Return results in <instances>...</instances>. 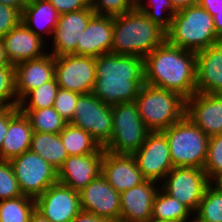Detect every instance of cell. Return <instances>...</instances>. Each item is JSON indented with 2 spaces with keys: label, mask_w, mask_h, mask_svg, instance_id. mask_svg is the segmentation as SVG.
Wrapping results in <instances>:
<instances>
[{
  "label": "cell",
  "mask_w": 222,
  "mask_h": 222,
  "mask_svg": "<svg viewBox=\"0 0 222 222\" xmlns=\"http://www.w3.org/2000/svg\"><path fill=\"white\" fill-rule=\"evenodd\" d=\"M95 14L116 16L133 10L135 7L129 0H89Z\"/></svg>",
  "instance_id": "38"
},
{
  "label": "cell",
  "mask_w": 222,
  "mask_h": 222,
  "mask_svg": "<svg viewBox=\"0 0 222 222\" xmlns=\"http://www.w3.org/2000/svg\"><path fill=\"white\" fill-rule=\"evenodd\" d=\"M185 115L208 137L222 134V94H193L186 99Z\"/></svg>",
  "instance_id": "15"
},
{
  "label": "cell",
  "mask_w": 222,
  "mask_h": 222,
  "mask_svg": "<svg viewBox=\"0 0 222 222\" xmlns=\"http://www.w3.org/2000/svg\"><path fill=\"white\" fill-rule=\"evenodd\" d=\"M29 1L30 0H0V3L11 6L22 12Z\"/></svg>",
  "instance_id": "45"
},
{
  "label": "cell",
  "mask_w": 222,
  "mask_h": 222,
  "mask_svg": "<svg viewBox=\"0 0 222 222\" xmlns=\"http://www.w3.org/2000/svg\"><path fill=\"white\" fill-rule=\"evenodd\" d=\"M138 112L150 132L163 131L185 116L186 99L179 93L143 84L135 99Z\"/></svg>",
  "instance_id": "5"
},
{
  "label": "cell",
  "mask_w": 222,
  "mask_h": 222,
  "mask_svg": "<svg viewBox=\"0 0 222 222\" xmlns=\"http://www.w3.org/2000/svg\"><path fill=\"white\" fill-rule=\"evenodd\" d=\"M22 12L0 3V38L21 22Z\"/></svg>",
  "instance_id": "39"
},
{
  "label": "cell",
  "mask_w": 222,
  "mask_h": 222,
  "mask_svg": "<svg viewBox=\"0 0 222 222\" xmlns=\"http://www.w3.org/2000/svg\"><path fill=\"white\" fill-rule=\"evenodd\" d=\"M198 4L212 16H215L220 10H222V0H198Z\"/></svg>",
  "instance_id": "42"
},
{
  "label": "cell",
  "mask_w": 222,
  "mask_h": 222,
  "mask_svg": "<svg viewBox=\"0 0 222 222\" xmlns=\"http://www.w3.org/2000/svg\"><path fill=\"white\" fill-rule=\"evenodd\" d=\"M59 15L80 11L90 6L89 0H48Z\"/></svg>",
  "instance_id": "40"
},
{
  "label": "cell",
  "mask_w": 222,
  "mask_h": 222,
  "mask_svg": "<svg viewBox=\"0 0 222 222\" xmlns=\"http://www.w3.org/2000/svg\"><path fill=\"white\" fill-rule=\"evenodd\" d=\"M55 77V56L48 53L15 65L16 95L18 102L31 90Z\"/></svg>",
  "instance_id": "23"
},
{
  "label": "cell",
  "mask_w": 222,
  "mask_h": 222,
  "mask_svg": "<svg viewBox=\"0 0 222 222\" xmlns=\"http://www.w3.org/2000/svg\"><path fill=\"white\" fill-rule=\"evenodd\" d=\"M162 132L169 142L174 167L204 168L210 137L186 115Z\"/></svg>",
  "instance_id": "6"
},
{
  "label": "cell",
  "mask_w": 222,
  "mask_h": 222,
  "mask_svg": "<svg viewBox=\"0 0 222 222\" xmlns=\"http://www.w3.org/2000/svg\"><path fill=\"white\" fill-rule=\"evenodd\" d=\"M71 222H110L105 218L96 216L95 214L81 211Z\"/></svg>",
  "instance_id": "43"
},
{
  "label": "cell",
  "mask_w": 222,
  "mask_h": 222,
  "mask_svg": "<svg viewBox=\"0 0 222 222\" xmlns=\"http://www.w3.org/2000/svg\"><path fill=\"white\" fill-rule=\"evenodd\" d=\"M15 65L0 67V108L18 106Z\"/></svg>",
  "instance_id": "34"
},
{
  "label": "cell",
  "mask_w": 222,
  "mask_h": 222,
  "mask_svg": "<svg viewBox=\"0 0 222 222\" xmlns=\"http://www.w3.org/2000/svg\"><path fill=\"white\" fill-rule=\"evenodd\" d=\"M80 94L63 88H59L54 101L53 108L64 118L68 123L74 117L76 104Z\"/></svg>",
  "instance_id": "37"
},
{
  "label": "cell",
  "mask_w": 222,
  "mask_h": 222,
  "mask_svg": "<svg viewBox=\"0 0 222 222\" xmlns=\"http://www.w3.org/2000/svg\"><path fill=\"white\" fill-rule=\"evenodd\" d=\"M192 220H193V221L188 220V221H186V222H201V221H199V220H198L196 217H194V216H193Z\"/></svg>",
  "instance_id": "52"
},
{
  "label": "cell",
  "mask_w": 222,
  "mask_h": 222,
  "mask_svg": "<svg viewBox=\"0 0 222 222\" xmlns=\"http://www.w3.org/2000/svg\"><path fill=\"white\" fill-rule=\"evenodd\" d=\"M196 93L222 94V41L196 52Z\"/></svg>",
  "instance_id": "20"
},
{
  "label": "cell",
  "mask_w": 222,
  "mask_h": 222,
  "mask_svg": "<svg viewBox=\"0 0 222 222\" xmlns=\"http://www.w3.org/2000/svg\"><path fill=\"white\" fill-rule=\"evenodd\" d=\"M114 16L94 14L78 39L77 55L97 57L111 53Z\"/></svg>",
  "instance_id": "22"
},
{
  "label": "cell",
  "mask_w": 222,
  "mask_h": 222,
  "mask_svg": "<svg viewBox=\"0 0 222 222\" xmlns=\"http://www.w3.org/2000/svg\"><path fill=\"white\" fill-rule=\"evenodd\" d=\"M174 9L178 12L189 6L198 4V0H171Z\"/></svg>",
  "instance_id": "44"
},
{
  "label": "cell",
  "mask_w": 222,
  "mask_h": 222,
  "mask_svg": "<svg viewBox=\"0 0 222 222\" xmlns=\"http://www.w3.org/2000/svg\"><path fill=\"white\" fill-rule=\"evenodd\" d=\"M166 40L182 49L198 52L222 39L217 35L213 16L199 4L178 11L166 32Z\"/></svg>",
  "instance_id": "4"
},
{
  "label": "cell",
  "mask_w": 222,
  "mask_h": 222,
  "mask_svg": "<svg viewBox=\"0 0 222 222\" xmlns=\"http://www.w3.org/2000/svg\"><path fill=\"white\" fill-rule=\"evenodd\" d=\"M113 129L105 151L134 154L150 132L144 125L135 102L112 105Z\"/></svg>",
  "instance_id": "7"
},
{
  "label": "cell",
  "mask_w": 222,
  "mask_h": 222,
  "mask_svg": "<svg viewBox=\"0 0 222 222\" xmlns=\"http://www.w3.org/2000/svg\"><path fill=\"white\" fill-rule=\"evenodd\" d=\"M70 123L89 132L92 138L104 148L112 135V106L103 103L92 93L80 94Z\"/></svg>",
  "instance_id": "9"
},
{
  "label": "cell",
  "mask_w": 222,
  "mask_h": 222,
  "mask_svg": "<svg viewBox=\"0 0 222 222\" xmlns=\"http://www.w3.org/2000/svg\"><path fill=\"white\" fill-rule=\"evenodd\" d=\"M95 14L91 6L80 11L59 15L58 22L53 31L50 54L60 56L64 54L77 55V43L86 29L90 18Z\"/></svg>",
  "instance_id": "16"
},
{
  "label": "cell",
  "mask_w": 222,
  "mask_h": 222,
  "mask_svg": "<svg viewBox=\"0 0 222 222\" xmlns=\"http://www.w3.org/2000/svg\"><path fill=\"white\" fill-rule=\"evenodd\" d=\"M35 204L51 222H71L82 211L79 192L59 182L37 197Z\"/></svg>",
  "instance_id": "14"
},
{
  "label": "cell",
  "mask_w": 222,
  "mask_h": 222,
  "mask_svg": "<svg viewBox=\"0 0 222 222\" xmlns=\"http://www.w3.org/2000/svg\"><path fill=\"white\" fill-rule=\"evenodd\" d=\"M60 138L68 156L104 154V149L92 138L89 132L71 123H67L60 132Z\"/></svg>",
  "instance_id": "27"
},
{
  "label": "cell",
  "mask_w": 222,
  "mask_h": 222,
  "mask_svg": "<svg viewBox=\"0 0 222 222\" xmlns=\"http://www.w3.org/2000/svg\"><path fill=\"white\" fill-rule=\"evenodd\" d=\"M29 222H51L46 217H44L41 212H39L36 208L31 214Z\"/></svg>",
  "instance_id": "48"
},
{
  "label": "cell",
  "mask_w": 222,
  "mask_h": 222,
  "mask_svg": "<svg viewBox=\"0 0 222 222\" xmlns=\"http://www.w3.org/2000/svg\"><path fill=\"white\" fill-rule=\"evenodd\" d=\"M59 13L48 0H30L22 11L21 22L24 23L38 37L53 35L57 25Z\"/></svg>",
  "instance_id": "25"
},
{
  "label": "cell",
  "mask_w": 222,
  "mask_h": 222,
  "mask_svg": "<svg viewBox=\"0 0 222 222\" xmlns=\"http://www.w3.org/2000/svg\"><path fill=\"white\" fill-rule=\"evenodd\" d=\"M147 222H168V221H160V220H155L153 218H150Z\"/></svg>",
  "instance_id": "51"
},
{
  "label": "cell",
  "mask_w": 222,
  "mask_h": 222,
  "mask_svg": "<svg viewBox=\"0 0 222 222\" xmlns=\"http://www.w3.org/2000/svg\"><path fill=\"white\" fill-rule=\"evenodd\" d=\"M147 2L146 4V1L143 0L136 8L143 12L153 23L167 32L171 27L174 15L177 13L171 0H147ZM166 11L168 15L163 14L166 13Z\"/></svg>",
  "instance_id": "32"
},
{
  "label": "cell",
  "mask_w": 222,
  "mask_h": 222,
  "mask_svg": "<svg viewBox=\"0 0 222 222\" xmlns=\"http://www.w3.org/2000/svg\"><path fill=\"white\" fill-rule=\"evenodd\" d=\"M134 7H137L143 0H129Z\"/></svg>",
  "instance_id": "50"
},
{
  "label": "cell",
  "mask_w": 222,
  "mask_h": 222,
  "mask_svg": "<svg viewBox=\"0 0 222 222\" xmlns=\"http://www.w3.org/2000/svg\"><path fill=\"white\" fill-rule=\"evenodd\" d=\"M191 216H193V212L186 205L159 187L153 200L151 218L168 222H186Z\"/></svg>",
  "instance_id": "28"
},
{
  "label": "cell",
  "mask_w": 222,
  "mask_h": 222,
  "mask_svg": "<svg viewBox=\"0 0 222 222\" xmlns=\"http://www.w3.org/2000/svg\"><path fill=\"white\" fill-rule=\"evenodd\" d=\"M101 174L118 193L146 181L133 154H117L104 150Z\"/></svg>",
  "instance_id": "17"
},
{
  "label": "cell",
  "mask_w": 222,
  "mask_h": 222,
  "mask_svg": "<svg viewBox=\"0 0 222 222\" xmlns=\"http://www.w3.org/2000/svg\"><path fill=\"white\" fill-rule=\"evenodd\" d=\"M166 40V32L136 7L114 16L111 53L144 58Z\"/></svg>",
  "instance_id": "3"
},
{
  "label": "cell",
  "mask_w": 222,
  "mask_h": 222,
  "mask_svg": "<svg viewBox=\"0 0 222 222\" xmlns=\"http://www.w3.org/2000/svg\"><path fill=\"white\" fill-rule=\"evenodd\" d=\"M35 208V199L25 195L1 200L0 222H29Z\"/></svg>",
  "instance_id": "30"
},
{
  "label": "cell",
  "mask_w": 222,
  "mask_h": 222,
  "mask_svg": "<svg viewBox=\"0 0 222 222\" xmlns=\"http://www.w3.org/2000/svg\"><path fill=\"white\" fill-rule=\"evenodd\" d=\"M9 125V107L0 108V160L3 140L7 134Z\"/></svg>",
  "instance_id": "41"
},
{
  "label": "cell",
  "mask_w": 222,
  "mask_h": 222,
  "mask_svg": "<svg viewBox=\"0 0 222 222\" xmlns=\"http://www.w3.org/2000/svg\"><path fill=\"white\" fill-rule=\"evenodd\" d=\"M144 83L142 57L115 53L96 57V80L91 93L103 103L112 106L135 102Z\"/></svg>",
  "instance_id": "1"
},
{
  "label": "cell",
  "mask_w": 222,
  "mask_h": 222,
  "mask_svg": "<svg viewBox=\"0 0 222 222\" xmlns=\"http://www.w3.org/2000/svg\"><path fill=\"white\" fill-rule=\"evenodd\" d=\"M156 183L146 180L120 193V222H147L151 218L153 200L159 190Z\"/></svg>",
  "instance_id": "21"
},
{
  "label": "cell",
  "mask_w": 222,
  "mask_h": 222,
  "mask_svg": "<svg viewBox=\"0 0 222 222\" xmlns=\"http://www.w3.org/2000/svg\"><path fill=\"white\" fill-rule=\"evenodd\" d=\"M161 184L158 185L165 193L176 198L195 213L202 200L204 191L209 185V179L203 169L173 167L164 177Z\"/></svg>",
  "instance_id": "10"
},
{
  "label": "cell",
  "mask_w": 222,
  "mask_h": 222,
  "mask_svg": "<svg viewBox=\"0 0 222 222\" xmlns=\"http://www.w3.org/2000/svg\"><path fill=\"white\" fill-rule=\"evenodd\" d=\"M33 132L29 119L18 106L9 107V125L2 144L1 160L10 161L30 150Z\"/></svg>",
  "instance_id": "24"
},
{
  "label": "cell",
  "mask_w": 222,
  "mask_h": 222,
  "mask_svg": "<svg viewBox=\"0 0 222 222\" xmlns=\"http://www.w3.org/2000/svg\"><path fill=\"white\" fill-rule=\"evenodd\" d=\"M55 79L59 88L78 94L91 93L96 80V57L76 54L55 56Z\"/></svg>",
  "instance_id": "11"
},
{
  "label": "cell",
  "mask_w": 222,
  "mask_h": 222,
  "mask_svg": "<svg viewBox=\"0 0 222 222\" xmlns=\"http://www.w3.org/2000/svg\"><path fill=\"white\" fill-rule=\"evenodd\" d=\"M133 155L146 180L162 182L174 167L169 142L162 131L149 132Z\"/></svg>",
  "instance_id": "12"
},
{
  "label": "cell",
  "mask_w": 222,
  "mask_h": 222,
  "mask_svg": "<svg viewBox=\"0 0 222 222\" xmlns=\"http://www.w3.org/2000/svg\"><path fill=\"white\" fill-rule=\"evenodd\" d=\"M30 150L37 153L57 171L68 157L60 133L33 132Z\"/></svg>",
  "instance_id": "26"
},
{
  "label": "cell",
  "mask_w": 222,
  "mask_h": 222,
  "mask_svg": "<svg viewBox=\"0 0 222 222\" xmlns=\"http://www.w3.org/2000/svg\"><path fill=\"white\" fill-rule=\"evenodd\" d=\"M9 61L5 54V48L2 38H0V67L9 65Z\"/></svg>",
  "instance_id": "49"
},
{
  "label": "cell",
  "mask_w": 222,
  "mask_h": 222,
  "mask_svg": "<svg viewBox=\"0 0 222 222\" xmlns=\"http://www.w3.org/2000/svg\"><path fill=\"white\" fill-rule=\"evenodd\" d=\"M103 154L68 156L57 171L60 184L80 191L102 172Z\"/></svg>",
  "instance_id": "19"
},
{
  "label": "cell",
  "mask_w": 222,
  "mask_h": 222,
  "mask_svg": "<svg viewBox=\"0 0 222 222\" xmlns=\"http://www.w3.org/2000/svg\"><path fill=\"white\" fill-rule=\"evenodd\" d=\"M203 170L209 180L216 173L222 171V134L214 135L209 138L207 157Z\"/></svg>",
  "instance_id": "36"
},
{
  "label": "cell",
  "mask_w": 222,
  "mask_h": 222,
  "mask_svg": "<svg viewBox=\"0 0 222 222\" xmlns=\"http://www.w3.org/2000/svg\"><path fill=\"white\" fill-rule=\"evenodd\" d=\"M143 59L145 84L179 93L185 99L196 93V52L165 40Z\"/></svg>",
  "instance_id": "2"
},
{
  "label": "cell",
  "mask_w": 222,
  "mask_h": 222,
  "mask_svg": "<svg viewBox=\"0 0 222 222\" xmlns=\"http://www.w3.org/2000/svg\"><path fill=\"white\" fill-rule=\"evenodd\" d=\"M15 177L23 195L36 199L58 182L57 170L37 153L28 150L11 159Z\"/></svg>",
  "instance_id": "8"
},
{
  "label": "cell",
  "mask_w": 222,
  "mask_h": 222,
  "mask_svg": "<svg viewBox=\"0 0 222 222\" xmlns=\"http://www.w3.org/2000/svg\"><path fill=\"white\" fill-rule=\"evenodd\" d=\"M2 40L7 59L12 65L37 59L49 53L43 48L47 42L22 22L2 37Z\"/></svg>",
  "instance_id": "18"
},
{
  "label": "cell",
  "mask_w": 222,
  "mask_h": 222,
  "mask_svg": "<svg viewBox=\"0 0 222 222\" xmlns=\"http://www.w3.org/2000/svg\"><path fill=\"white\" fill-rule=\"evenodd\" d=\"M30 121L33 131L43 133H60L68 123L53 108L19 109Z\"/></svg>",
  "instance_id": "29"
},
{
  "label": "cell",
  "mask_w": 222,
  "mask_h": 222,
  "mask_svg": "<svg viewBox=\"0 0 222 222\" xmlns=\"http://www.w3.org/2000/svg\"><path fill=\"white\" fill-rule=\"evenodd\" d=\"M23 196L9 161L0 160V201Z\"/></svg>",
  "instance_id": "35"
},
{
  "label": "cell",
  "mask_w": 222,
  "mask_h": 222,
  "mask_svg": "<svg viewBox=\"0 0 222 222\" xmlns=\"http://www.w3.org/2000/svg\"><path fill=\"white\" fill-rule=\"evenodd\" d=\"M81 209L110 222H120V193L100 174L79 191Z\"/></svg>",
  "instance_id": "13"
},
{
  "label": "cell",
  "mask_w": 222,
  "mask_h": 222,
  "mask_svg": "<svg viewBox=\"0 0 222 222\" xmlns=\"http://www.w3.org/2000/svg\"><path fill=\"white\" fill-rule=\"evenodd\" d=\"M209 185L214 188L216 191L222 193V171L216 173L210 180Z\"/></svg>",
  "instance_id": "46"
},
{
  "label": "cell",
  "mask_w": 222,
  "mask_h": 222,
  "mask_svg": "<svg viewBox=\"0 0 222 222\" xmlns=\"http://www.w3.org/2000/svg\"><path fill=\"white\" fill-rule=\"evenodd\" d=\"M59 86L55 77L28 92L18 103V109H42L53 107ZM30 100V101H29Z\"/></svg>",
  "instance_id": "31"
},
{
  "label": "cell",
  "mask_w": 222,
  "mask_h": 222,
  "mask_svg": "<svg viewBox=\"0 0 222 222\" xmlns=\"http://www.w3.org/2000/svg\"><path fill=\"white\" fill-rule=\"evenodd\" d=\"M213 20L217 35L222 39V10L213 16Z\"/></svg>",
  "instance_id": "47"
},
{
  "label": "cell",
  "mask_w": 222,
  "mask_h": 222,
  "mask_svg": "<svg viewBox=\"0 0 222 222\" xmlns=\"http://www.w3.org/2000/svg\"><path fill=\"white\" fill-rule=\"evenodd\" d=\"M194 216L201 222H222V193L208 185Z\"/></svg>",
  "instance_id": "33"
}]
</instances>
